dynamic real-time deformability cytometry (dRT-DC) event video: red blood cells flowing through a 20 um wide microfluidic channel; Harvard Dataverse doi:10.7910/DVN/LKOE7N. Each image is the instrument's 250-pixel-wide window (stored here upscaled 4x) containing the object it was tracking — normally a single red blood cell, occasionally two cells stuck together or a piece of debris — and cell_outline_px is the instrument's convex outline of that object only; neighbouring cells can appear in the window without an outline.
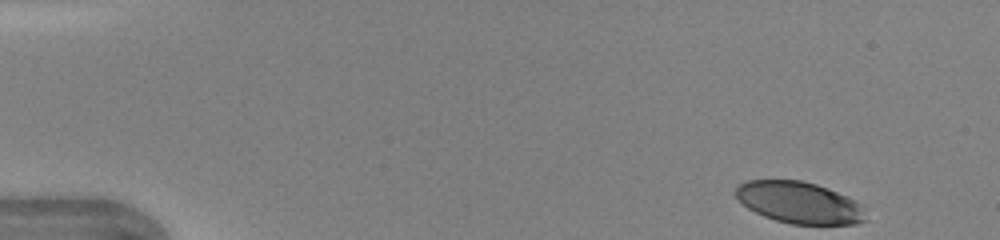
{"species": "human", "species_latin": "Homo sapiens", "temperature_condition": "warm", "stored_images_in_passage": 43, "camera_frame_rate_fps": 3000, "um_per_image_px": 0.085, "donor": {"sex": "female"}, "frame": {"image": 1, "passage_image": 1, "time_ms": 0.0, "image_size_px": [1000, 240], "cell_outline_px": [[868, 220], [856, 224], [792, 224], [776, 220], [764, 216], [748, 208], [736, 196], [736, 188], [740, 184], [748, 180], [800, 180], [816, 184], [828, 188], [848, 196], [856, 200], [860, 204]], "centroid_in_image_um": [67.98, 17.22], "position_along_channel_um": 17.0, "area_um2": 31.44}}
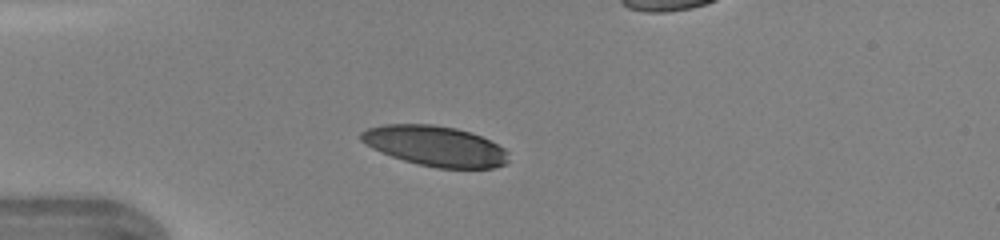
{"frame": {"image": 2, "passage_image": 10, "time_ms": 3.0, "image_size_px": [1000, 240], "cell_outline_px": [[508, 164], [496, 168], [436, 168], [404, 160], [380, 152], [372, 148], [360, 140], [360, 132], [368, 128], [384, 124], [432, 124], [456, 128], [480, 136], [504, 148], [508, 152]], "centroid_in_image_um": [37.0, 12.41], "position_along_channel_um": 48.0, "area_um2": 34.56}}
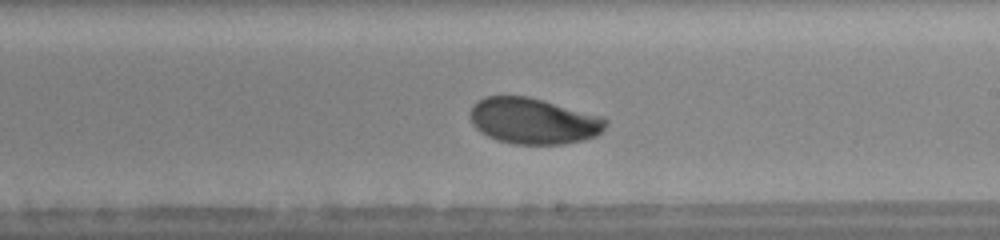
{"frame": {"image": 3, "passage_image": 25, "time_ms": 8.0, "image_size_px": [1000, 240], "cell_outline_px": [[608, 124], [596, 136], [584, 140], [560, 144], [512, 144], [496, 140], [480, 132], [472, 124], [472, 104], [484, 96], [528, 96], [544, 100], [604, 116], [608, 120]], "centroid_in_image_um": [45.37, 10.28], "position_along_channel_um": 243.6, "area_um2": 36.59}, "authors_computed_cell_mechanics": {"area_um2": 35.7204, "velocity_mm_per_s": 4.3521, "shape_relaxation_time_tau1_ms": 2.1475, "shape_relaxation_time_tau2_ms": 4.6826, "deformation_change_tau1": 0.1158, "deformation_change_tau2": 0.0969}}